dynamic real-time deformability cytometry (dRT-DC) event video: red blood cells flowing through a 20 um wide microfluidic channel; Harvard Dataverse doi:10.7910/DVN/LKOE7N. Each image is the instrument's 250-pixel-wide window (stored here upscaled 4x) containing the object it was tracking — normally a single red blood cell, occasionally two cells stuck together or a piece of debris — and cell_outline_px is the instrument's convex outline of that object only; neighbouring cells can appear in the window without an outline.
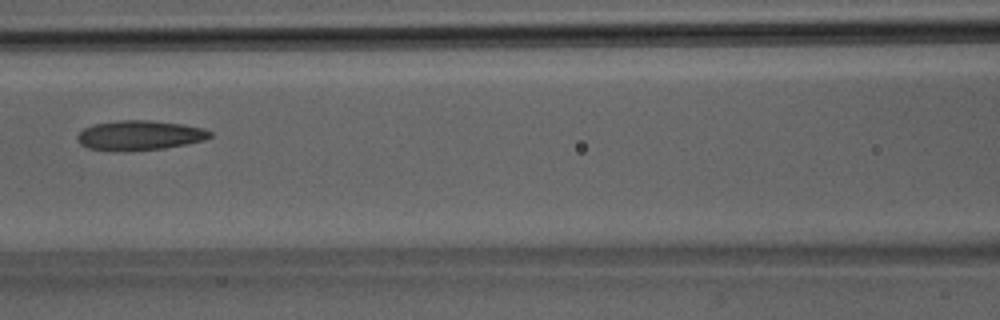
{"species": "Egyptian fruit bat (a non-hibernating species)", "species_latin": "Rousettus aegyptiacus", "temperature_condition": "room temperature", "stored_images_in_passage": 20, "camera_frame_rate_fps": 3000, "um_per_image_px": 0.085, "animal": {"sex": "male"}, "frame": {"image": 1, "passage_image": 9, "time_ms": 2.667, "image_size_px": [1000, 320], "cell_outline_px": [[212, 136], [204, 140], [164, 148], [124, 152], [88, 148], [80, 144], [76, 140], [76, 136], [84, 128], [92, 124], [120, 120], [148, 120], [184, 124], [204, 128], [212, 132]], "centroid_in_image_um": [11.85, 11.5], "position_along_channel_um": 154.8, "area_um2": 23.18}}